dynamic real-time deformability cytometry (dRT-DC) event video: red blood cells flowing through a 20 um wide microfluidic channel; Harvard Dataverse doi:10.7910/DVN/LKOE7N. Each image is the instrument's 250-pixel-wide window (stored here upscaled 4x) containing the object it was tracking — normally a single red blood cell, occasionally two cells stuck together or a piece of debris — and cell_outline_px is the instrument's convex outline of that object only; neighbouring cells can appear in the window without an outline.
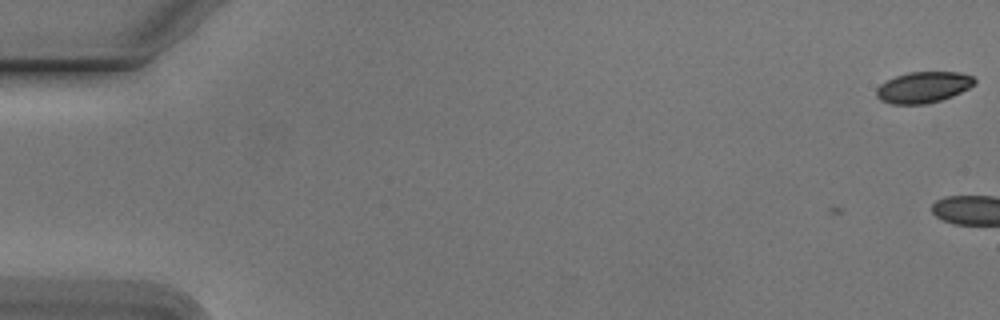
{"species": "Egyptian fruit bat (a non-hibernating species)", "species_latin": "Rousettus aegyptiacus", "temperature_condition": "cold", "stored_images_in_passage": 3, "camera_frame_rate_fps": 3000, "um_per_image_px": 0.085, "animal": {"sex": "male"}, "frame": {"image": 1, "passage_image": 1, "time_ms": 0.0, "image_size_px": [1000, 320], "cell_outline_px": [[976, 80], [968, 88], [952, 96], [928, 104], [892, 104], [880, 100], [876, 96], [876, 88], [880, 84], [896, 76], [908, 72], [960, 72], [972, 76]], "centroid_in_image_um": [78.45, 7.42], "position_along_channel_um": 6.5, "area_um2": 17.69}}